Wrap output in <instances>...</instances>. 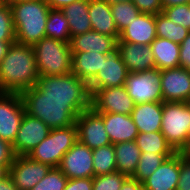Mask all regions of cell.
Returning <instances> with one entry per match:
<instances>
[{
  "label": "cell",
  "instance_id": "cell-27",
  "mask_svg": "<svg viewBox=\"0 0 190 190\" xmlns=\"http://www.w3.org/2000/svg\"><path fill=\"white\" fill-rule=\"evenodd\" d=\"M135 142L140 152H153L157 154H174L173 148L168 144L161 131L143 133L138 132Z\"/></svg>",
  "mask_w": 190,
  "mask_h": 190
},
{
  "label": "cell",
  "instance_id": "cell-29",
  "mask_svg": "<svg viewBox=\"0 0 190 190\" xmlns=\"http://www.w3.org/2000/svg\"><path fill=\"white\" fill-rule=\"evenodd\" d=\"M155 23L157 37L171 40L177 44H181L184 38L190 33L188 28L173 23L162 12L155 15Z\"/></svg>",
  "mask_w": 190,
  "mask_h": 190
},
{
  "label": "cell",
  "instance_id": "cell-12",
  "mask_svg": "<svg viewBox=\"0 0 190 190\" xmlns=\"http://www.w3.org/2000/svg\"><path fill=\"white\" fill-rule=\"evenodd\" d=\"M58 168L68 179L93 178L92 149L77 141L65 153Z\"/></svg>",
  "mask_w": 190,
  "mask_h": 190
},
{
  "label": "cell",
  "instance_id": "cell-36",
  "mask_svg": "<svg viewBox=\"0 0 190 190\" xmlns=\"http://www.w3.org/2000/svg\"><path fill=\"white\" fill-rule=\"evenodd\" d=\"M162 13L173 23L190 30V4L167 7L162 10Z\"/></svg>",
  "mask_w": 190,
  "mask_h": 190
},
{
  "label": "cell",
  "instance_id": "cell-11",
  "mask_svg": "<svg viewBox=\"0 0 190 190\" xmlns=\"http://www.w3.org/2000/svg\"><path fill=\"white\" fill-rule=\"evenodd\" d=\"M128 74L129 71L122 61L118 50L106 54L103 57L101 69L88 83L90 93L92 94L96 89L123 86Z\"/></svg>",
  "mask_w": 190,
  "mask_h": 190
},
{
  "label": "cell",
  "instance_id": "cell-2",
  "mask_svg": "<svg viewBox=\"0 0 190 190\" xmlns=\"http://www.w3.org/2000/svg\"><path fill=\"white\" fill-rule=\"evenodd\" d=\"M39 74L33 47L14 42L0 63V93H18L35 86Z\"/></svg>",
  "mask_w": 190,
  "mask_h": 190
},
{
  "label": "cell",
  "instance_id": "cell-38",
  "mask_svg": "<svg viewBox=\"0 0 190 190\" xmlns=\"http://www.w3.org/2000/svg\"><path fill=\"white\" fill-rule=\"evenodd\" d=\"M177 190H190V153L180 152V173Z\"/></svg>",
  "mask_w": 190,
  "mask_h": 190
},
{
  "label": "cell",
  "instance_id": "cell-13",
  "mask_svg": "<svg viewBox=\"0 0 190 190\" xmlns=\"http://www.w3.org/2000/svg\"><path fill=\"white\" fill-rule=\"evenodd\" d=\"M50 130L43 121L25 112L15 141L12 144L15 156L28 155L32 149L48 136Z\"/></svg>",
  "mask_w": 190,
  "mask_h": 190
},
{
  "label": "cell",
  "instance_id": "cell-28",
  "mask_svg": "<svg viewBox=\"0 0 190 190\" xmlns=\"http://www.w3.org/2000/svg\"><path fill=\"white\" fill-rule=\"evenodd\" d=\"M46 37L70 43L68 20L60 9H50L46 22Z\"/></svg>",
  "mask_w": 190,
  "mask_h": 190
},
{
  "label": "cell",
  "instance_id": "cell-45",
  "mask_svg": "<svg viewBox=\"0 0 190 190\" xmlns=\"http://www.w3.org/2000/svg\"><path fill=\"white\" fill-rule=\"evenodd\" d=\"M190 4V0H161L162 10L167 7Z\"/></svg>",
  "mask_w": 190,
  "mask_h": 190
},
{
  "label": "cell",
  "instance_id": "cell-49",
  "mask_svg": "<svg viewBox=\"0 0 190 190\" xmlns=\"http://www.w3.org/2000/svg\"><path fill=\"white\" fill-rule=\"evenodd\" d=\"M7 3L10 2H15V1H41V2H46V0H5Z\"/></svg>",
  "mask_w": 190,
  "mask_h": 190
},
{
  "label": "cell",
  "instance_id": "cell-47",
  "mask_svg": "<svg viewBox=\"0 0 190 190\" xmlns=\"http://www.w3.org/2000/svg\"><path fill=\"white\" fill-rule=\"evenodd\" d=\"M187 105L189 107V110H190V100L187 101ZM190 152V128H189V131H188V141H187V153Z\"/></svg>",
  "mask_w": 190,
  "mask_h": 190
},
{
  "label": "cell",
  "instance_id": "cell-41",
  "mask_svg": "<svg viewBox=\"0 0 190 190\" xmlns=\"http://www.w3.org/2000/svg\"><path fill=\"white\" fill-rule=\"evenodd\" d=\"M179 62L180 67L190 70V33L180 44Z\"/></svg>",
  "mask_w": 190,
  "mask_h": 190
},
{
  "label": "cell",
  "instance_id": "cell-5",
  "mask_svg": "<svg viewBox=\"0 0 190 190\" xmlns=\"http://www.w3.org/2000/svg\"><path fill=\"white\" fill-rule=\"evenodd\" d=\"M190 110L187 102H163L161 133L175 152L187 153Z\"/></svg>",
  "mask_w": 190,
  "mask_h": 190
},
{
  "label": "cell",
  "instance_id": "cell-30",
  "mask_svg": "<svg viewBox=\"0 0 190 190\" xmlns=\"http://www.w3.org/2000/svg\"><path fill=\"white\" fill-rule=\"evenodd\" d=\"M94 176L116 172L114 144L92 150Z\"/></svg>",
  "mask_w": 190,
  "mask_h": 190
},
{
  "label": "cell",
  "instance_id": "cell-20",
  "mask_svg": "<svg viewBox=\"0 0 190 190\" xmlns=\"http://www.w3.org/2000/svg\"><path fill=\"white\" fill-rule=\"evenodd\" d=\"M119 38H113L103 35L96 31L85 32L71 38V52H99L101 54H110L117 50Z\"/></svg>",
  "mask_w": 190,
  "mask_h": 190
},
{
  "label": "cell",
  "instance_id": "cell-50",
  "mask_svg": "<svg viewBox=\"0 0 190 190\" xmlns=\"http://www.w3.org/2000/svg\"><path fill=\"white\" fill-rule=\"evenodd\" d=\"M5 0H0V7L5 3Z\"/></svg>",
  "mask_w": 190,
  "mask_h": 190
},
{
  "label": "cell",
  "instance_id": "cell-44",
  "mask_svg": "<svg viewBox=\"0 0 190 190\" xmlns=\"http://www.w3.org/2000/svg\"><path fill=\"white\" fill-rule=\"evenodd\" d=\"M0 190H18L13 179L9 175L3 180H0Z\"/></svg>",
  "mask_w": 190,
  "mask_h": 190
},
{
  "label": "cell",
  "instance_id": "cell-48",
  "mask_svg": "<svg viewBox=\"0 0 190 190\" xmlns=\"http://www.w3.org/2000/svg\"><path fill=\"white\" fill-rule=\"evenodd\" d=\"M107 2L108 4H113V3H118V2H127V1H132V0H103Z\"/></svg>",
  "mask_w": 190,
  "mask_h": 190
},
{
  "label": "cell",
  "instance_id": "cell-8",
  "mask_svg": "<svg viewBox=\"0 0 190 190\" xmlns=\"http://www.w3.org/2000/svg\"><path fill=\"white\" fill-rule=\"evenodd\" d=\"M25 114L22 97L18 93H0V139L14 143Z\"/></svg>",
  "mask_w": 190,
  "mask_h": 190
},
{
  "label": "cell",
  "instance_id": "cell-18",
  "mask_svg": "<svg viewBox=\"0 0 190 190\" xmlns=\"http://www.w3.org/2000/svg\"><path fill=\"white\" fill-rule=\"evenodd\" d=\"M156 37L155 15L140 13L120 32L118 41L150 45Z\"/></svg>",
  "mask_w": 190,
  "mask_h": 190
},
{
  "label": "cell",
  "instance_id": "cell-33",
  "mask_svg": "<svg viewBox=\"0 0 190 190\" xmlns=\"http://www.w3.org/2000/svg\"><path fill=\"white\" fill-rule=\"evenodd\" d=\"M68 178L58 167L50 171L30 190H64Z\"/></svg>",
  "mask_w": 190,
  "mask_h": 190
},
{
  "label": "cell",
  "instance_id": "cell-21",
  "mask_svg": "<svg viewBox=\"0 0 190 190\" xmlns=\"http://www.w3.org/2000/svg\"><path fill=\"white\" fill-rule=\"evenodd\" d=\"M162 111L163 101L135 105L131 117L138 132L149 133L161 131Z\"/></svg>",
  "mask_w": 190,
  "mask_h": 190
},
{
  "label": "cell",
  "instance_id": "cell-24",
  "mask_svg": "<svg viewBox=\"0 0 190 190\" xmlns=\"http://www.w3.org/2000/svg\"><path fill=\"white\" fill-rule=\"evenodd\" d=\"M60 10L68 20L71 38L92 30L89 17V0L75 1Z\"/></svg>",
  "mask_w": 190,
  "mask_h": 190
},
{
  "label": "cell",
  "instance_id": "cell-31",
  "mask_svg": "<svg viewBox=\"0 0 190 190\" xmlns=\"http://www.w3.org/2000/svg\"><path fill=\"white\" fill-rule=\"evenodd\" d=\"M172 155L173 154L141 152L137 169L132 178L143 182L162 164L166 158L171 157Z\"/></svg>",
  "mask_w": 190,
  "mask_h": 190
},
{
  "label": "cell",
  "instance_id": "cell-14",
  "mask_svg": "<svg viewBox=\"0 0 190 190\" xmlns=\"http://www.w3.org/2000/svg\"><path fill=\"white\" fill-rule=\"evenodd\" d=\"M51 168L48 164L35 161L27 155L15 156L10 166V176L18 190H30Z\"/></svg>",
  "mask_w": 190,
  "mask_h": 190
},
{
  "label": "cell",
  "instance_id": "cell-10",
  "mask_svg": "<svg viewBox=\"0 0 190 190\" xmlns=\"http://www.w3.org/2000/svg\"><path fill=\"white\" fill-rule=\"evenodd\" d=\"M91 107L96 112L131 115L135 103L125 86L96 89L91 94Z\"/></svg>",
  "mask_w": 190,
  "mask_h": 190
},
{
  "label": "cell",
  "instance_id": "cell-25",
  "mask_svg": "<svg viewBox=\"0 0 190 190\" xmlns=\"http://www.w3.org/2000/svg\"><path fill=\"white\" fill-rule=\"evenodd\" d=\"M155 59V68L159 70L171 69L180 66V44L171 40L156 37L150 44Z\"/></svg>",
  "mask_w": 190,
  "mask_h": 190
},
{
  "label": "cell",
  "instance_id": "cell-43",
  "mask_svg": "<svg viewBox=\"0 0 190 190\" xmlns=\"http://www.w3.org/2000/svg\"><path fill=\"white\" fill-rule=\"evenodd\" d=\"M75 1L79 0H46L50 9H62L64 6L69 5Z\"/></svg>",
  "mask_w": 190,
  "mask_h": 190
},
{
  "label": "cell",
  "instance_id": "cell-15",
  "mask_svg": "<svg viewBox=\"0 0 190 190\" xmlns=\"http://www.w3.org/2000/svg\"><path fill=\"white\" fill-rule=\"evenodd\" d=\"M163 102H187L190 100V70L183 67L161 70Z\"/></svg>",
  "mask_w": 190,
  "mask_h": 190
},
{
  "label": "cell",
  "instance_id": "cell-19",
  "mask_svg": "<svg viewBox=\"0 0 190 190\" xmlns=\"http://www.w3.org/2000/svg\"><path fill=\"white\" fill-rule=\"evenodd\" d=\"M103 117L106 132L111 144L135 141L138 130L131 115L97 112Z\"/></svg>",
  "mask_w": 190,
  "mask_h": 190
},
{
  "label": "cell",
  "instance_id": "cell-37",
  "mask_svg": "<svg viewBox=\"0 0 190 190\" xmlns=\"http://www.w3.org/2000/svg\"><path fill=\"white\" fill-rule=\"evenodd\" d=\"M14 157L12 145L0 139V180L10 175V166L13 163Z\"/></svg>",
  "mask_w": 190,
  "mask_h": 190
},
{
  "label": "cell",
  "instance_id": "cell-32",
  "mask_svg": "<svg viewBox=\"0 0 190 190\" xmlns=\"http://www.w3.org/2000/svg\"><path fill=\"white\" fill-rule=\"evenodd\" d=\"M110 7L119 33L141 13L132 1L113 3Z\"/></svg>",
  "mask_w": 190,
  "mask_h": 190
},
{
  "label": "cell",
  "instance_id": "cell-22",
  "mask_svg": "<svg viewBox=\"0 0 190 190\" xmlns=\"http://www.w3.org/2000/svg\"><path fill=\"white\" fill-rule=\"evenodd\" d=\"M89 17L92 30L113 38H119L110 4L103 0H89Z\"/></svg>",
  "mask_w": 190,
  "mask_h": 190
},
{
  "label": "cell",
  "instance_id": "cell-23",
  "mask_svg": "<svg viewBox=\"0 0 190 190\" xmlns=\"http://www.w3.org/2000/svg\"><path fill=\"white\" fill-rule=\"evenodd\" d=\"M71 72L89 83L98 73L106 54L97 52H71Z\"/></svg>",
  "mask_w": 190,
  "mask_h": 190
},
{
  "label": "cell",
  "instance_id": "cell-42",
  "mask_svg": "<svg viewBox=\"0 0 190 190\" xmlns=\"http://www.w3.org/2000/svg\"><path fill=\"white\" fill-rule=\"evenodd\" d=\"M120 190H145L143 183L133 179L132 177H128L121 186Z\"/></svg>",
  "mask_w": 190,
  "mask_h": 190
},
{
  "label": "cell",
  "instance_id": "cell-6",
  "mask_svg": "<svg viewBox=\"0 0 190 190\" xmlns=\"http://www.w3.org/2000/svg\"><path fill=\"white\" fill-rule=\"evenodd\" d=\"M77 141L76 124L65 128L51 129L48 136L32 149L27 156L51 167H59L65 153Z\"/></svg>",
  "mask_w": 190,
  "mask_h": 190
},
{
  "label": "cell",
  "instance_id": "cell-40",
  "mask_svg": "<svg viewBox=\"0 0 190 190\" xmlns=\"http://www.w3.org/2000/svg\"><path fill=\"white\" fill-rule=\"evenodd\" d=\"M64 190H93V178L68 179Z\"/></svg>",
  "mask_w": 190,
  "mask_h": 190
},
{
  "label": "cell",
  "instance_id": "cell-3",
  "mask_svg": "<svg viewBox=\"0 0 190 190\" xmlns=\"http://www.w3.org/2000/svg\"><path fill=\"white\" fill-rule=\"evenodd\" d=\"M15 26L16 42L33 46L46 37V22L50 10L46 2H10Z\"/></svg>",
  "mask_w": 190,
  "mask_h": 190
},
{
  "label": "cell",
  "instance_id": "cell-7",
  "mask_svg": "<svg viewBox=\"0 0 190 190\" xmlns=\"http://www.w3.org/2000/svg\"><path fill=\"white\" fill-rule=\"evenodd\" d=\"M161 70L154 68L143 72H129L125 80L128 95L135 105L147 102H161Z\"/></svg>",
  "mask_w": 190,
  "mask_h": 190
},
{
  "label": "cell",
  "instance_id": "cell-9",
  "mask_svg": "<svg viewBox=\"0 0 190 190\" xmlns=\"http://www.w3.org/2000/svg\"><path fill=\"white\" fill-rule=\"evenodd\" d=\"M75 124L78 141L90 149L93 150L111 144L102 115L92 107L81 112L76 118Z\"/></svg>",
  "mask_w": 190,
  "mask_h": 190
},
{
  "label": "cell",
  "instance_id": "cell-34",
  "mask_svg": "<svg viewBox=\"0 0 190 190\" xmlns=\"http://www.w3.org/2000/svg\"><path fill=\"white\" fill-rule=\"evenodd\" d=\"M0 41H16L12 9L7 2L0 7Z\"/></svg>",
  "mask_w": 190,
  "mask_h": 190
},
{
  "label": "cell",
  "instance_id": "cell-16",
  "mask_svg": "<svg viewBox=\"0 0 190 190\" xmlns=\"http://www.w3.org/2000/svg\"><path fill=\"white\" fill-rule=\"evenodd\" d=\"M180 173V152L166 158L142 183L145 190H177Z\"/></svg>",
  "mask_w": 190,
  "mask_h": 190
},
{
  "label": "cell",
  "instance_id": "cell-17",
  "mask_svg": "<svg viewBox=\"0 0 190 190\" xmlns=\"http://www.w3.org/2000/svg\"><path fill=\"white\" fill-rule=\"evenodd\" d=\"M117 50L129 72H143L155 68L150 45L118 41Z\"/></svg>",
  "mask_w": 190,
  "mask_h": 190
},
{
  "label": "cell",
  "instance_id": "cell-4",
  "mask_svg": "<svg viewBox=\"0 0 190 190\" xmlns=\"http://www.w3.org/2000/svg\"><path fill=\"white\" fill-rule=\"evenodd\" d=\"M39 76L71 73L70 43L44 37L33 46Z\"/></svg>",
  "mask_w": 190,
  "mask_h": 190
},
{
  "label": "cell",
  "instance_id": "cell-35",
  "mask_svg": "<svg viewBox=\"0 0 190 190\" xmlns=\"http://www.w3.org/2000/svg\"><path fill=\"white\" fill-rule=\"evenodd\" d=\"M127 175L118 171L93 177V190H120Z\"/></svg>",
  "mask_w": 190,
  "mask_h": 190
},
{
  "label": "cell",
  "instance_id": "cell-46",
  "mask_svg": "<svg viewBox=\"0 0 190 190\" xmlns=\"http://www.w3.org/2000/svg\"><path fill=\"white\" fill-rule=\"evenodd\" d=\"M14 42L15 41H0V63L3 60V58L6 56L9 47Z\"/></svg>",
  "mask_w": 190,
  "mask_h": 190
},
{
  "label": "cell",
  "instance_id": "cell-1",
  "mask_svg": "<svg viewBox=\"0 0 190 190\" xmlns=\"http://www.w3.org/2000/svg\"><path fill=\"white\" fill-rule=\"evenodd\" d=\"M20 95L25 112L43 121L50 129L75 124L78 115L91 108L88 83L72 72L39 76L37 84Z\"/></svg>",
  "mask_w": 190,
  "mask_h": 190
},
{
  "label": "cell",
  "instance_id": "cell-26",
  "mask_svg": "<svg viewBox=\"0 0 190 190\" xmlns=\"http://www.w3.org/2000/svg\"><path fill=\"white\" fill-rule=\"evenodd\" d=\"M116 171L132 177L135 173L141 152L135 141L121 142L114 145Z\"/></svg>",
  "mask_w": 190,
  "mask_h": 190
},
{
  "label": "cell",
  "instance_id": "cell-39",
  "mask_svg": "<svg viewBox=\"0 0 190 190\" xmlns=\"http://www.w3.org/2000/svg\"><path fill=\"white\" fill-rule=\"evenodd\" d=\"M141 13L156 15L162 12L161 0H132Z\"/></svg>",
  "mask_w": 190,
  "mask_h": 190
}]
</instances>
